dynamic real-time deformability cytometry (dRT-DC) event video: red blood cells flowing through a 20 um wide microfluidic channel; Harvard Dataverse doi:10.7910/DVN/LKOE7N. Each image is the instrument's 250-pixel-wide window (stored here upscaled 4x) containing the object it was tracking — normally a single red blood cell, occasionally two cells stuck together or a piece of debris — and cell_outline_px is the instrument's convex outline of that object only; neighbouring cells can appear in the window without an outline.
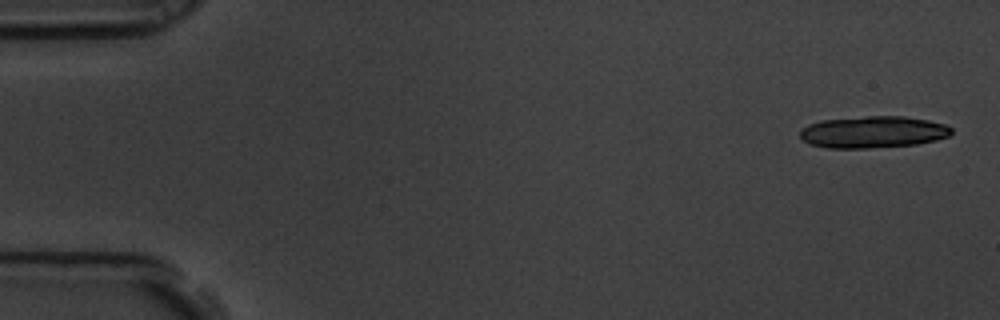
{"species": "common noctule bat (a hibernating species)", "species_latin": "Nyctalus noctula", "temperature_condition": "room temperature", "stored_images_in_passage": 9, "camera_frame_rate_fps": 3000, "um_per_image_px": 0.085, "animal": {"sex": "male", "body_mass_g": 19.5, "forearm_length_mm": 54.6}, "frame": {"image": 1, "passage_image": 1, "time_ms": 0.0, "image_size_px": [1000, 320], "cell_outline_px": [[952, 132], [948, 136], [936, 140], [916, 144], [868, 148], [828, 148], [808, 144], [800, 136], [800, 128], [808, 124], [820, 120], [864, 116], [904, 116], [928, 120], [944, 124], [952, 128]], "centroid_in_image_um": [74.17, 11.22], "position_along_channel_um": 10.8, "area_um2": 28.21}}
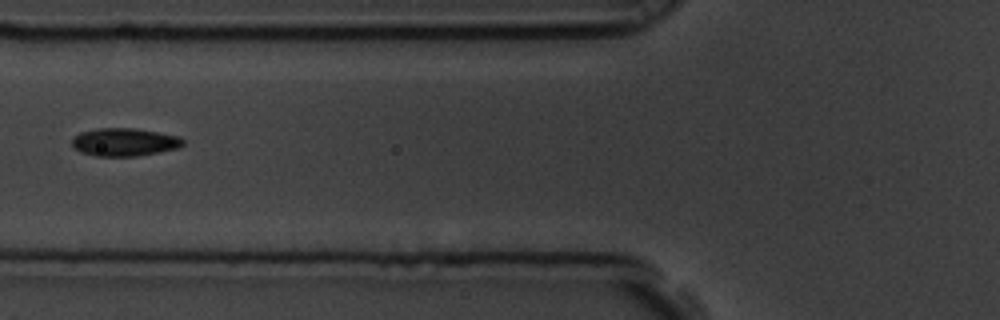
{"frame": {"image": 2, "passage_image": 7, "time_ms": 2.0, "image_size_px": [1000, 320], "cell_outline_px": [[184, 144], [180, 148], [136, 156], [96, 156], [80, 152], [72, 148], [72, 140], [80, 132], [96, 128], [132, 128], [156, 132], [176, 136], [184, 140]], "centroid_in_image_um": [10.54, 12.08], "position_along_channel_um": 115.3, "area_um2": 18.03}}
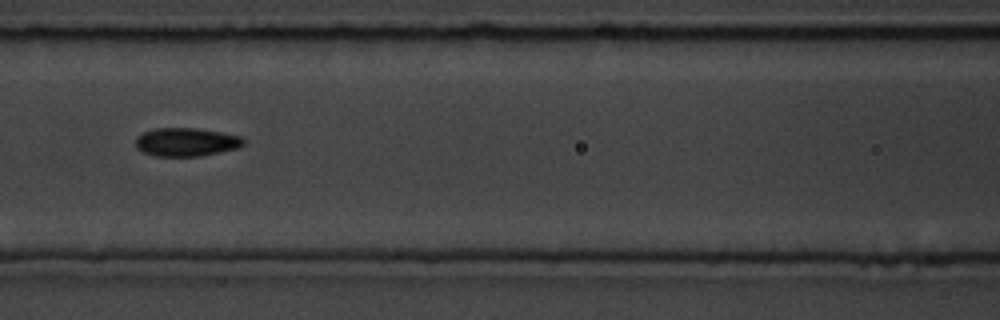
{"frame": {"image": 3, "passage_image": 8, "time_ms": 2.333, "image_size_px": [1000, 320], "cell_outline_px": [[244, 144], [240, 148], [200, 156], [156, 156], [144, 152], [136, 148], [136, 136], [144, 132], [156, 128], [196, 128], [220, 132], [240, 136], [244, 140]], "centroid_in_image_um": [15.83, 12.07], "position_along_channel_um": 150.8, "area_um2": 17.86}}